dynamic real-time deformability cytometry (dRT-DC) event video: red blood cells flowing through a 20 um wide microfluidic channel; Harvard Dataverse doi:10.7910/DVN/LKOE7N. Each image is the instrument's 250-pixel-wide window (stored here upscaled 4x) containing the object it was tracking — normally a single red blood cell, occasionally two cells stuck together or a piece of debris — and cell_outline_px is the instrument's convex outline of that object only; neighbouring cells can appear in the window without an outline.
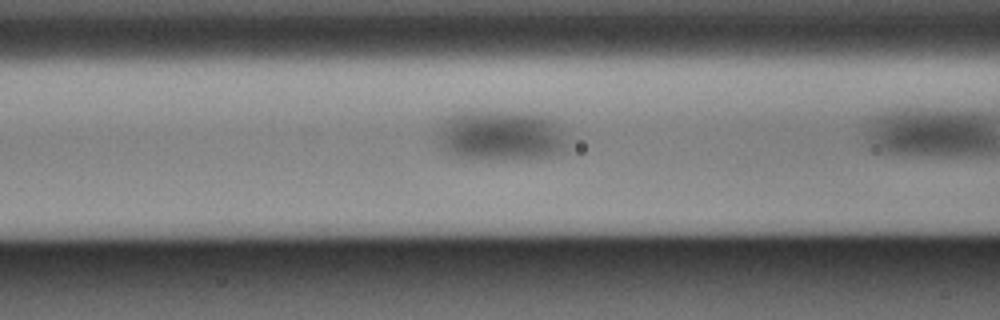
{"species": "Egyptian fruit bat (a non-hibernating species)", "species_latin": "Rousettus aegyptiacus", "temperature_condition": "warm", "stored_images_in_passage": 8, "camera_frame_rate_fps": 3000, "um_per_image_px": 0.085, "animal": {"sex": "male"}, "frame": {"image": 1, "passage_image": 5, "time_ms": 1.333, "image_size_px": [1000, 320], "cell_outline_px": [[568, 148], [564, 152], [552, 156], [528, 160], [468, 160], [448, 156], [440, 148], [436, 132], [444, 120], [448, 116], [456, 112], [520, 112], [544, 116], [556, 120], [560, 124], [568, 140]], "centroid_in_image_um": [42.58, 11.59], "position_along_channel_um": 124.0, "area_um2": 39.88}}